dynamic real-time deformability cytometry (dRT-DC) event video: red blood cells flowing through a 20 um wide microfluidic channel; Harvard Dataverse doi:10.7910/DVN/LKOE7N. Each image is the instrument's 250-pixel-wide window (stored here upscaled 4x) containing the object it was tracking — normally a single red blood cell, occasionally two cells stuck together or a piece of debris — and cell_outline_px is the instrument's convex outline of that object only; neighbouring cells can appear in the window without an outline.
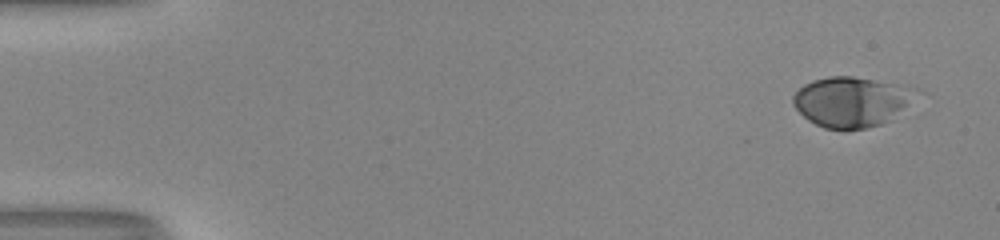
{"species": "human", "species_latin": "Homo sapiens", "temperature_condition": "room temperature", "stored_images_in_passage": 51, "camera_frame_rate_fps": 3000, "um_per_image_px": 0.085, "donor": {"sex": "male"}, "frame": {"image": 1, "passage_image": 1, "time_ms": 0.0, "image_size_px": [1000, 240], "cell_outline_px": [[924, 92], [880, 124], [864, 128], [824, 128], [808, 120], [796, 108], [792, 100], [792, 96], [804, 84], [812, 80], [828, 76], [852, 76], [908, 84], [920, 88]], "centroid_in_image_um": [72.43, 8.58], "position_along_channel_um": 12.6, "area_um2": 35.95}}
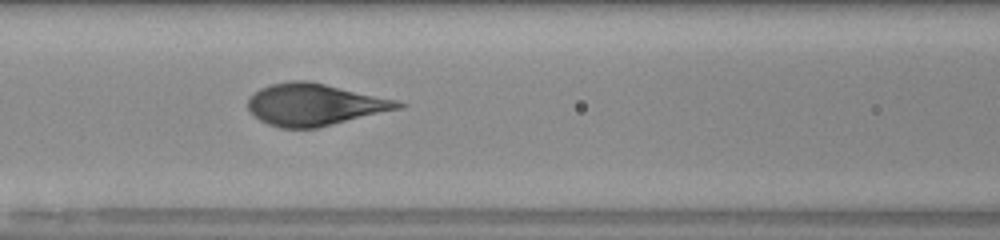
{"frame": {"image": 2, "passage_image": 22, "time_ms": 7.0, "image_size_px": [1000, 240], "cell_outline_px": [[408, 104], [400, 108], [316, 128], [280, 128], [268, 124], [260, 120], [248, 108], [248, 100], [260, 88], [272, 84], [292, 80], [308, 80], [396, 100]], "centroid_in_image_um": [26.73, 8.89], "position_along_channel_um": 139.9, "area_um2": 36.13}}
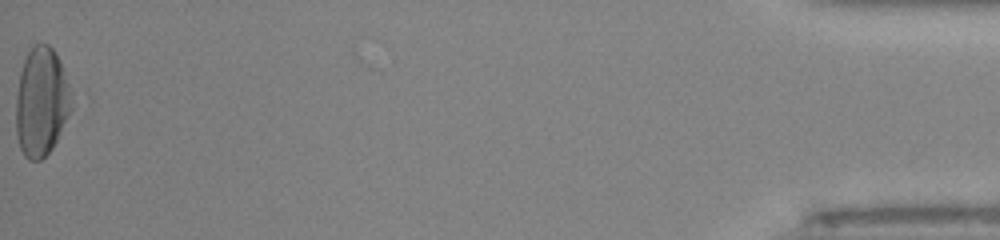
{"frame": {"image": 3, "passage_image": 51, "time_ms": 16.667, "image_size_px": [1000, 240], "cell_outline_px": [[72, 108], [52, 148], [40, 160], [28, 160], [24, 156], [20, 148], [16, 136], [16, 96], [20, 72], [24, 60], [32, 44], [48, 44], [52, 48], [60, 64], [72, 92]], "centroid_in_image_um": [3.5, 8.67], "position_along_channel_um": 431.7, "area_um2": 35.03}}